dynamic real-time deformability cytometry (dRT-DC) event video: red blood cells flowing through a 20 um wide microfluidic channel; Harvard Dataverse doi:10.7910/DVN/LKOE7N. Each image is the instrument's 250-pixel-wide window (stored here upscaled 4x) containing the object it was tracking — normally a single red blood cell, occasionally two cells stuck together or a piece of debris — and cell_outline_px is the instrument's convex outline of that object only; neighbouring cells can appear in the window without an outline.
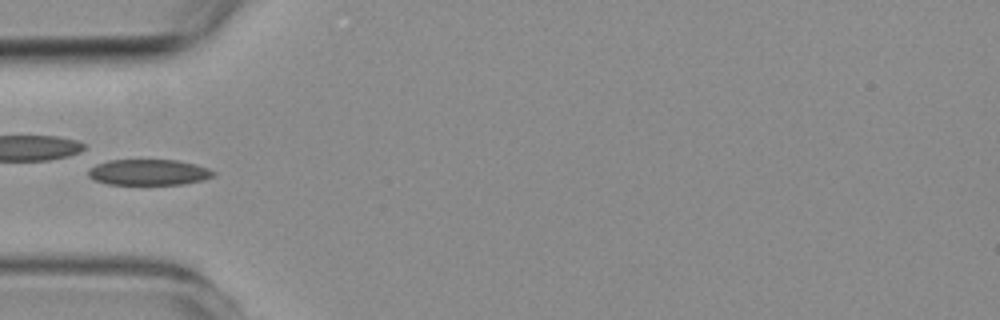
{"species": "common noctule bat (a hibernating species)", "species_latin": "Nyctalus noctula", "temperature_condition": "room temperature", "stored_images_in_passage": 5, "camera_frame_rate_fps": 3000, "um_per_image_px": 0.085, "animal": {"sex": "female", "body_mass_g": 19.3, "forearm_length_mm": 54.1}, "frame": {"image": 1, "passage_image": 4, "time_ms": 4.333, "image_size_px": [1000, 320], "cell_outline_px": [[216, 176], [204, 180], [184, 184], [108, 184], [96, 180], [88, 176], [88, 168], [96, 164], [108, 160], [176, 160], [196, 164], [208, 168], [216, 172]], "centroid_in_image_um": [12.67, 14.64], "position_along_channel_um": 72.3, "area_um2": 18.96}}
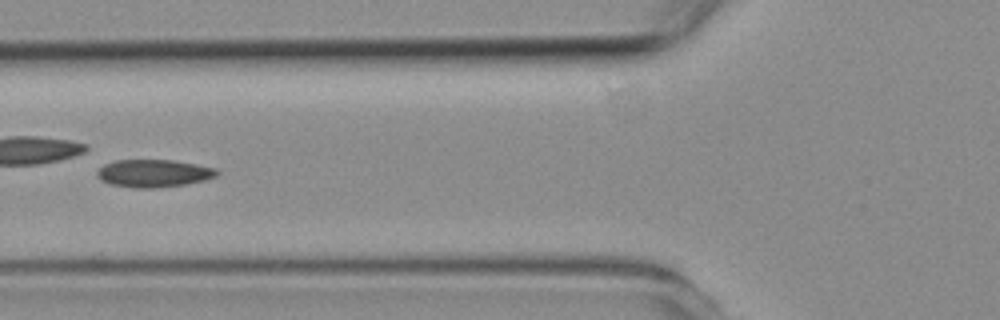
{"frame": {"image": 2, "passage_image": 5, "time_ms": 5.333, "image_size_px": [1000, 320], "cell_outline_px": [[220, 172], [216, 176], [204, 180], [184, 184], [156, 188], [132, 188], [112, 184], [100, 180], [96, 176], [96, 172], [104, 164], [116, 160], [172, 160], [196, 164], [216, 168]], "centroid_in_image_um": [13.05, 14.73], "position_along_channel_um": 112.8, "area_um2": 19.31}}